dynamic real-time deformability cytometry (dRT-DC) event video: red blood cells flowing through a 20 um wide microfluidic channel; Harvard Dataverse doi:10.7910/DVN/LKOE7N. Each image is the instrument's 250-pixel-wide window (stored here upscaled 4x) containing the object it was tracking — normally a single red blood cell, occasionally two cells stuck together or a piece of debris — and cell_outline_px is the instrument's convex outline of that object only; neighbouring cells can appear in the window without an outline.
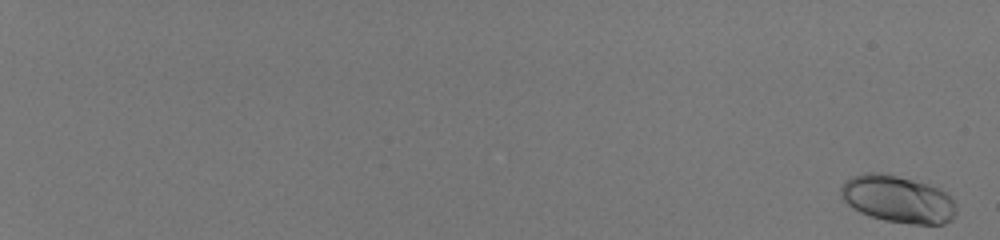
{"species": "human", "species_latin": "Homo sapiens", "temperature_condition": "room temperature", "stored_images_in_passage": 22, "camera_frame_rate_fps": 3000, "um_per_image_px": 0.085, "donor": {"sex": "male"}, "frame": {"image": 1, "passage_image": 1, "time_ms": 0.0, "image_size_px": [1000, 240], "cell_outline_px": [[956, 216], [952, 220], [944, 224], [912, 224], [884, 220], [860, 212], [852, 208], [840, 196], [840, 188], [844, 180], [852, 176], [864, 172], [876, 172], [896, 176], [928, 184], [944, 192], [956, 204]], "centroid_in_image_um": [76.29, 16.93], "position_along_channel_um": 8.7, "area_um2": 31.67}}
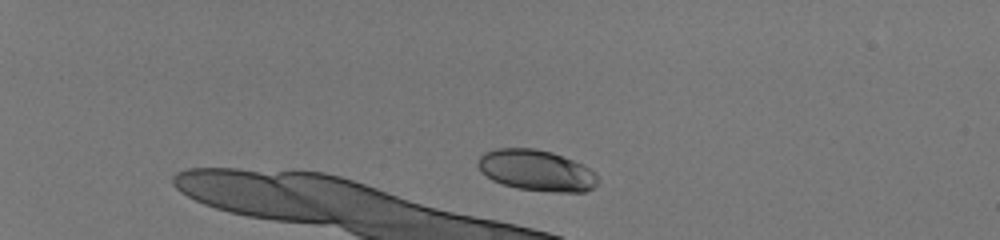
{"frame": {"image": 2, "passage_image": 17, "time_ms": 5.333, "image_size_px": [1000, 240], "cell_outline_px": [[600, 184], [584, 192], [552, 192], [516, 188], [492, 180], [480, 172], [476, 164], [476, 160], [484, 152], [496, 148], [532, 148], [552, 152], [584, 164], [596, 172], [600, 180]], "centroid_in_image_um": [45.62, 14.49], "position_along_channel_um": 39.4, "area_um2": 29.19}}